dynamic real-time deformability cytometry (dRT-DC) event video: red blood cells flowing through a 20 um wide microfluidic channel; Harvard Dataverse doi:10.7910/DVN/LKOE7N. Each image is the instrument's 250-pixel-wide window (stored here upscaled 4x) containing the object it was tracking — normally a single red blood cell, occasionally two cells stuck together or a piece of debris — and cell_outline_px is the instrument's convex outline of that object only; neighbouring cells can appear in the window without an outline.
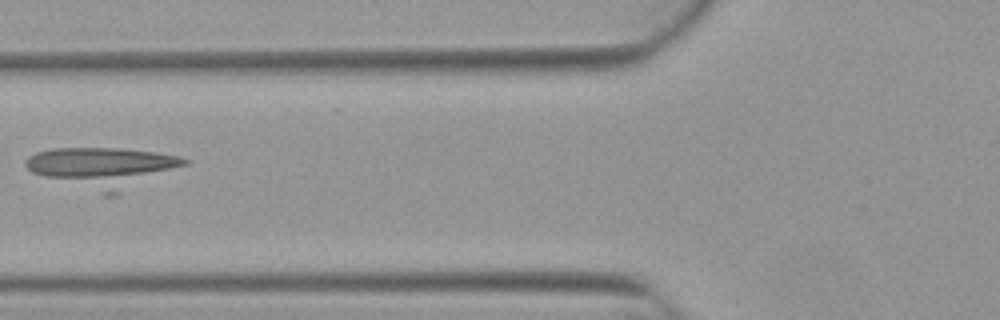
{"species": "Egyptian fruit bat (a non-hibernating species)", "species_latin": "Rousettus aegyptiacus", "temperature_condition": "warm", "stored_images_in_passage": 5, "camera_frame_rate_fps": 3000, "um_per_image_px": 0.085, "animal": {"sex": "female"}, "frame": {"image": 1, "passage_image": 4, "time_ms": 1.0, "image_size_px": [1000, 320], "cell_outline_px": [[192, 160], [188, 164], [116, 196], [104, 196], [32, 172], [24, 164], [24, 160], [28, 156], [36, 152], [52, 148], [120, 148], [156, 152], [180, 156]], "centroid_in_image_um": [8.78, 14.25], "position_along_channel_um": 117.0, "area_um2": 37.8}}
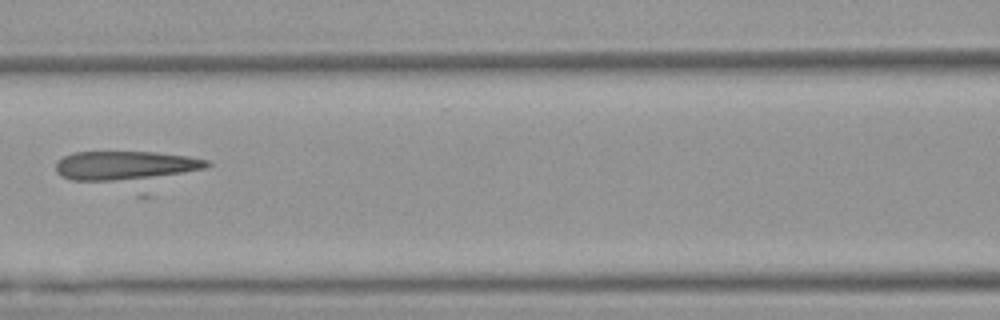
{"frame": {"image": 2, "passage_image": 5, "time_ms": 1.333, "image_size_px": [1000, 320], "cell_outline_px": [[212, 164], [208, 168], [140, 180], [72, 180], [60, 176], [56, 172], [56, 160], [72, 152], [156, 152], [188, 156], [208, 160]], "centroid_in_image_um": [10.66, 14.07], "position_along_channel_um": 155.9, "area_um2": 25.78}}